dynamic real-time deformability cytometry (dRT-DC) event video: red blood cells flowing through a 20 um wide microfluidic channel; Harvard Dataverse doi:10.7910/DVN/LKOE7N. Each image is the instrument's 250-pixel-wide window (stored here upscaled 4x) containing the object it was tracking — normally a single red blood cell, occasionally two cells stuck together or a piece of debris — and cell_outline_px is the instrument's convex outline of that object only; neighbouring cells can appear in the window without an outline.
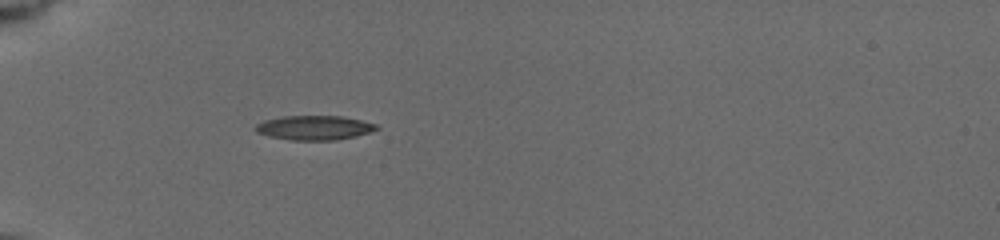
{"species": "common noctule bat (a hibernating species)", "species_latin": "Nyctalus noctula", "temperature_condition": "cold", "stored_images_in_passage": 5, "camera_frame_rate_fps": 3000, "um_per_image_px": 0.085, "animal": {"sex": "female", "body_mass_g": 19.5, "forearm_length_mm": 54.1}, "frame": {"image": 1, "passage_image": 3, "time_ms": 1.667, "image_size_px": [1000, 240], "cell_outline_px": [[380, 128], [356, 136], [336, 140], [292, 140], [268, 136], [256, 132], [252, 128], [256, 124], [264, 120], [280, 116], [344, 116], [376, 124]], "centroid_in_image_um": [26.67, 10.85], "position_along_channel_um": 58.3, "area_um2": 17.28}}
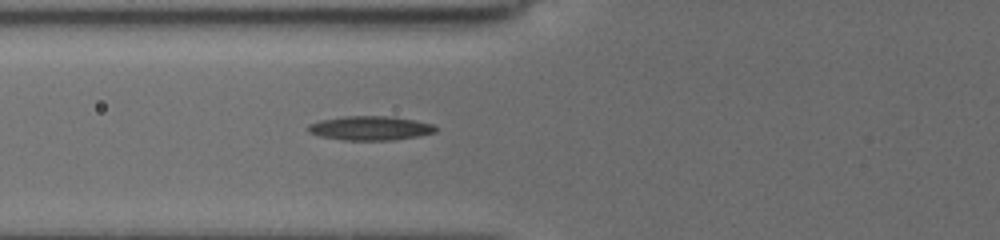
{"frame": {"image": 2, "passage_image": 5, "time_ms": 3.0, "image_size_px": [1000, 240], "cell_outline_px": [[436, 132], [416, 136], [392, 140], [344, 140], [320, 136], [308, 132], [308, 124], [320, 120], [344, 116], [392, 116], [416, 120], [432, 124], [436, 128]], "centroid_in_image_um": [31.45, 10.88], "position_along_channel_um": 94.3, "area_um2": 17.92}}